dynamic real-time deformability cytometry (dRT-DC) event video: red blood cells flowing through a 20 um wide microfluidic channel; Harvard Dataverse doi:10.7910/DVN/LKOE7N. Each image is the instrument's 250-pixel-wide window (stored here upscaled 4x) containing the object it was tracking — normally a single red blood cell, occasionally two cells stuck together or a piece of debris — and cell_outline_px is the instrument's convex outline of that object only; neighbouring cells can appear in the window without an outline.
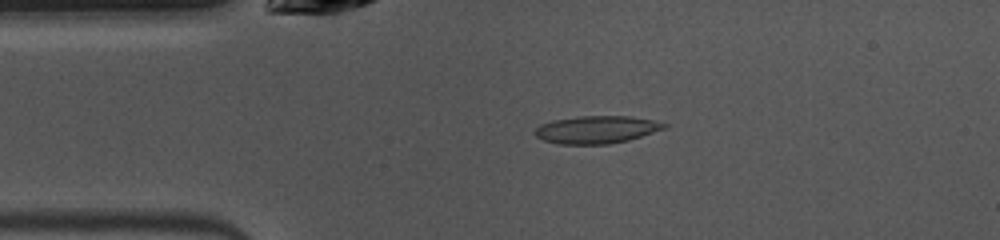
{"species": "common noctule bat (a hibernating species)", "species_latin": "Nyctalus noctula", "temperature_condition": "warm", "stored_images_in_passage": 48, "camera_frame_rate_fps": 3000, "um_per_image_px": 0.085, "animal": {"sex": "female", "body_mass_g": 10.0, "forearm_length_mm": 53.1}, "frame": {"image": 1, "passage_image": 9, "time_ms": 2.667, "image_size_px": [1000, 240], "cell_outline_px": [[668, 128], [628, 140], [608, 144], [560, 144], [544, 140], [536, 136], [532, 132], [540, 124], [552, 120], [576, 116], [632, 116], [656, 120], [668, 124]], "centroid_in_image_um": [50.73, 11.0], "position_along_channel_um": 34.3, "area_um2": 21.04}}
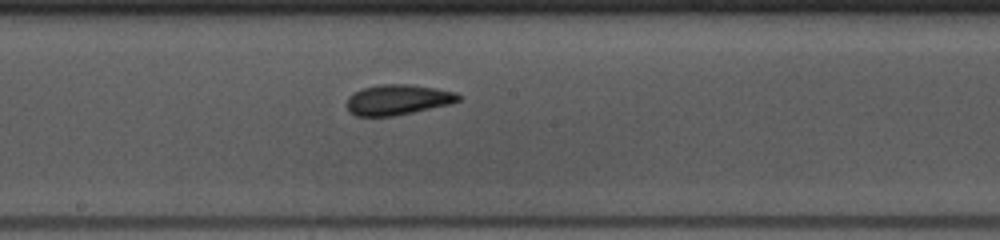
{"frame": {"image": 2, "passage_image": 24, "time_ms": 7.667, "image_size_px": [1000, 240], "cell_outline_px": [[460, 100], [452, 104], [392, 116], [356, 116], [348, 112], [348, 96], [364, 88], [380, 84], [412, 84], [436, 88], [456, 92], [460, 96]], "centroid_in_image_um": [33.84, 8.47], "position_along_channel_um": 214.4, "area_um2": 19.71}}
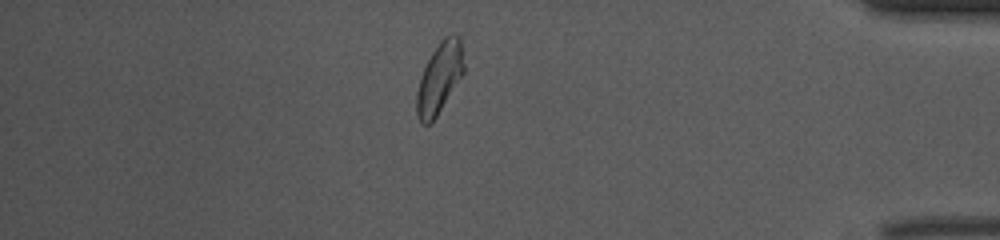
{"frame": {"image": 3, "passage_image": 41, "time_ms": 13.333, "image_size_px": [1000, 240], "cell_outline_px": [[464, 72], [436, 116], [428, 124], [420, 124], [416, 116], [416, 92], [420, 76], [432, 52], [440, 40], [444, 36], [452, 32], [460, 36], [464, 64]], "centroid_in_image_um": [37.34, 6.59], "position_along_channel_um": 397.9, "area_um2": 19.48}, "authors_computed_cell_mechanics": {"area_um2": 19.7965, "velocity_mm_per_s": 3.9734, "shape_relaxation_time_tau1_ms": 5.9024, "shape_relaxation_time_tau2_ms": 2.6693, "deformation_change_tau1": 0.1459, "deformation_change_tau2": 0.0905}}